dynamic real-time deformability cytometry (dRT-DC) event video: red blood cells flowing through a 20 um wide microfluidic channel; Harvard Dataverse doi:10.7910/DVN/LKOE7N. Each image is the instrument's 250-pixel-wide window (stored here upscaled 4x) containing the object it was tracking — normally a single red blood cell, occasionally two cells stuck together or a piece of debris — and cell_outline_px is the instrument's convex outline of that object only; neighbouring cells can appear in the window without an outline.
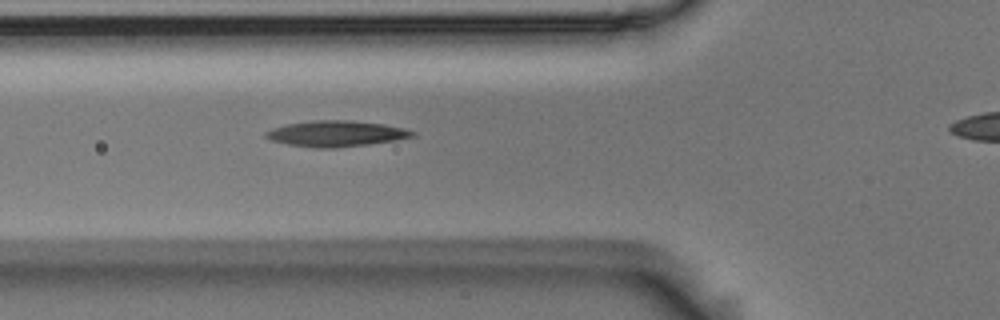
{"species": "Egyptian fruit bat (a non-hibernating species)", "species_latin": "Rousettus aegyptiacus", "temperature_condition": "room temperature", "stored_images_in_passage": 4, "segment_of_instrument_passage": [1, 2], "camera_frame_rate_fps": 3000, "um_per_image_px": 0.085, "animal": {"sex": "male"}, "frame": {"image": 1, "passage_image": 3, "time_ms": 0.667, "image_size_px": [1000, 320], "cell_outline_px": [[416, 136], [396, 140], [368, 144], [336, 148], [316, 148], [288, 144], [272, 140], [264, 136], [264, 132], [272, 128], [288, 124], [312, 120], [352, 120], [384, 124], [404, 128], [416, 132]], "centroid_in_image_um": [28.59, 11.35], "position_along_channel_um": 97.2, "area_um2": 22.14}}